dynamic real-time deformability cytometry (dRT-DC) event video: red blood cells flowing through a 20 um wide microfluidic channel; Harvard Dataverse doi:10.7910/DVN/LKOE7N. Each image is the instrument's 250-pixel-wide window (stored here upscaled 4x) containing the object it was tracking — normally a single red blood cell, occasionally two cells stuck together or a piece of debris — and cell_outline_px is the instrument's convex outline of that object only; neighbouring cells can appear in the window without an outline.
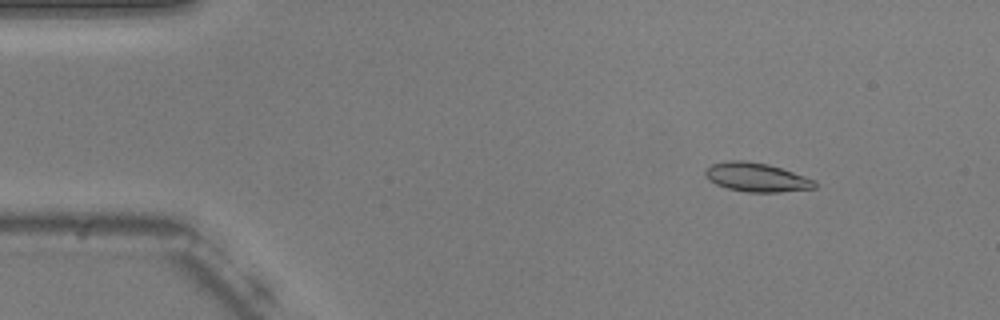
{"species": "common noctule bat (a hibernating species)", "species_latin": "Nyctalus noctula", "temperature_condition": "warm", "stored_images_in_passage": 54, "camera_frame_rate_fps": 3000, "um_per_image_px": 0.085, "animal": {"sex": "male", "body_mass_g": 20.5, "forearm_length_mm": 52.5}, "frame": {"image": 1, "passage_image": 7, "time_ms": 2.0, "image_size_px": [1000, 320], "cell_outline_px": [[816, 188], [780, 192], [748, 192], [728, 188], [716, 184], [708, 180], [704, 176], [704, 172], [712, 164], [728, 160], [744, 160], [768, 164], [816, 180]], "centroid_in_image_um": [64.29, 15.07], "position_along_channel_um": 20.7, "area_um2": 18.38}}
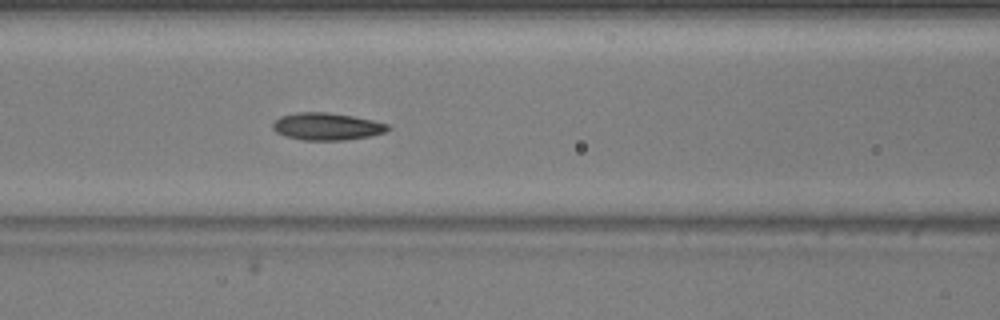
{"frame": {"image": 2, "passage_image": 23, "time_ms": 7.333, "image_size_px": [1000, 320], "cell_outline_px": [[392, 128], [384, 132], [372, 136], [344, 140], [304, 140], [284, 136], [276, 132], [272, 128], [272, 124], [280, 116], [296, 112], [324, 112], [352, 116], [372, 120], [388, 124]], "centroid_in_image_um": [27.77, 10.75], "position_along_channel_um": 138.8, "area_um2": 18.32}}
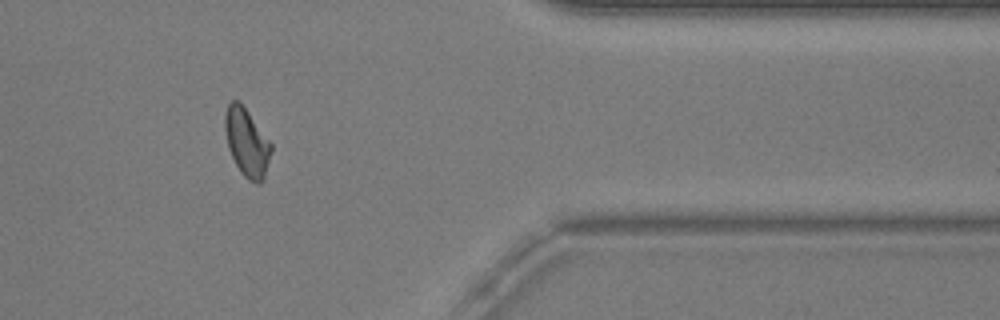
{"frame": {"image": 3, "passage_image": 45, "time_ms": 14.667, "image_size_px": [1000, 320], "cell_outline_px": [[272, 148], [264, 180], [260, 184], [256, 184], [248, 180], [240, 172], [228, 148], [224, 128], [224, 116], [228, 104], [232, 100], [240, 100], [272, 144]], "centroid_in_image_um": [20.97, 12.11], "position_along_channel_um": 390.4, "area_um2": 18.5}, "authors_computed_cell_mechanics": {"area_um2": 17.8024, "velocity_mm_per_s": 3.7309, "shape_relaxation_time_tau1_ms": 10.9482, "shape_relaxation_time_tau2_ms": 2.4312, "deformation_change_tau1": 0.2039, "deformation_change_tau2": 0.0924}}